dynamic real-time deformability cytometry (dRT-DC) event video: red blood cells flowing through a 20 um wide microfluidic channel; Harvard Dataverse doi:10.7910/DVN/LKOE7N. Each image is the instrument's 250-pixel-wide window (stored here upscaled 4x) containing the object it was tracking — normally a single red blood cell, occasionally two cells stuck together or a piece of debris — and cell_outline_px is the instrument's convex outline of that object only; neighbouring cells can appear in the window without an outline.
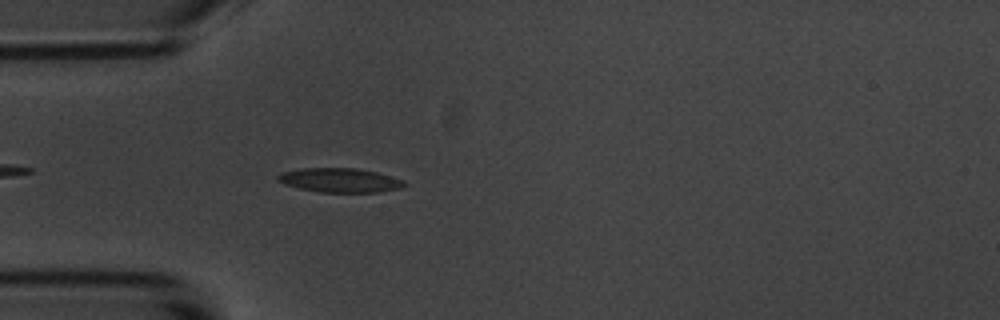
{"species": "common noctule bat (a hibernating species)", "species_latin": "Nyctalus noctula", "temperature_condition": "room temperature", "stored_images_in_passage": 10, "camera_frame_rate_fps": 3000, "um_per_image_px": 0.085, "animal": {"sex": "male", "body_mass_g": 20.1, "forearm_length_mm": 53.5}, "frame": {"image": 1, "passage_image": 6, "time_ms": 1.667, "image_size_px": [1000, 320], "cell_outline_px": [[408, 184], [400, 188], [380, 192], [320, 192], [300, 188], [284, 184], [276, 180], [276, 176], [280, 172], [300, 168], [356, 168], [376, 172], [404, 180]], "centroid_in_image_um": [28.87, 15.31], "position_along_channel_um": 56.1, "area_um2": 17.92}}
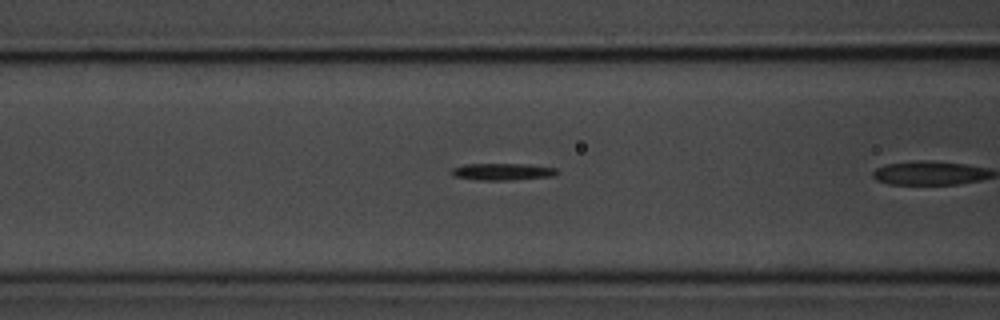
{"frame": {"image": 2, "passage_image": 9, "time_ms": 2.667, "image_size_px": [1000, 320], "cell_outline_px": [[560, 172], [556, 176], [512, 180], [476, 180], [452, 176], [452, 168], [464, 164], [528, 164], [556, 168]], "centroid_in_image_um": [42.75, 14.6], "position_along_channel_um": 123.9, "area_um2": 10.58}}